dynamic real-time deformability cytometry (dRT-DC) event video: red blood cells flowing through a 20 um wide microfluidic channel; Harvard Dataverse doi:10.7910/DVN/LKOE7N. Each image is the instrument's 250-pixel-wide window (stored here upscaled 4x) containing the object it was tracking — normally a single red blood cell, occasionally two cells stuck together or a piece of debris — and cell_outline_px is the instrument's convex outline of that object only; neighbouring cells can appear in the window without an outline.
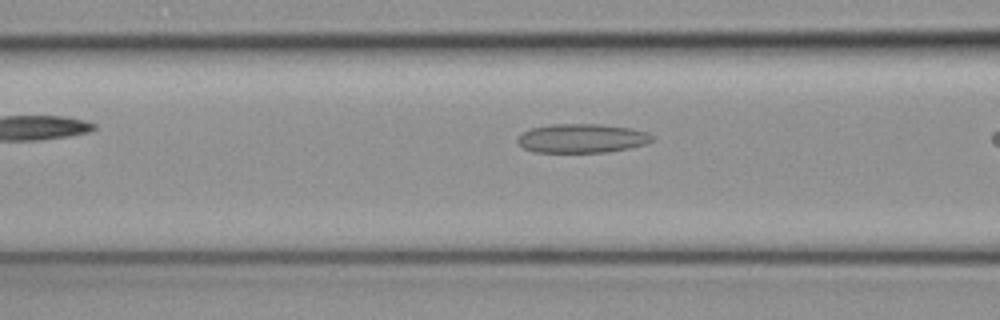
{"species": "common noctule bat (a hibernating species)", "species_latin": "Nyctalus noctula", "temperature_condition": "cold", "stored_images_in_passage": 5, "camera_frame_rate_fps": 3000, "um_per_image_px": 0.085, "animal": {"sex": "female", "body_mass_g": 19.3, "forearm_length_mm": 54.1}, "frame": {"image": 1, "passage_image": 4, "time_ms": 1.0, "image_size_px": [1000, 320], "cell_outline_px": [[656, 140], [644, 144], [628, 148], [608, 152], [536, 152], [524, 148], [516, 140], [524, 132], [532, 128], [552, 124], [596, 124], [628, 128], [648, 132], [656, 136]], "centroid_in_image_um": [49.51, 11.76], "position_along_channel_um": 117.1, "area_um2": 22.6}}